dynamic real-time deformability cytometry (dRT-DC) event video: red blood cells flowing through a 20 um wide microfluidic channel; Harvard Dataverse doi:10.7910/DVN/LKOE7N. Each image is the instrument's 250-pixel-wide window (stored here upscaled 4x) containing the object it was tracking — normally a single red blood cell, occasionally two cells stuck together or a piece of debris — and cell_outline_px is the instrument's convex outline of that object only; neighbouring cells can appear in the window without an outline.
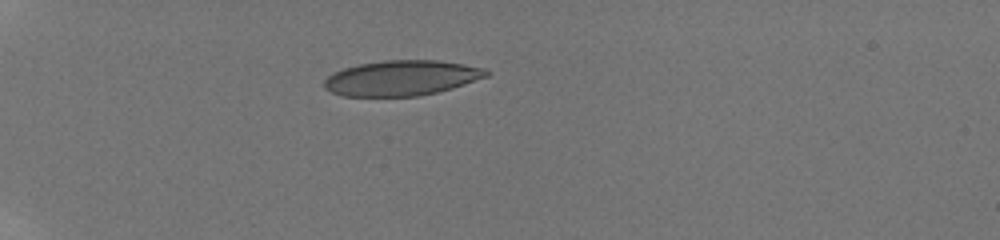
{"species": "human", "species_latin": "Homo sapiens", "temperature_condition": "room temperature", "stored_images_in_passage": 23, "camera_frame_rate_fps": 3000, "um_per_image_px": 0.085, "donor": {"sex": "male"}, "frame": {"image": 1, "passage_image": 1, "time_ms": 0.0, "image_size_px": [1000, 240], "cell_outline_px": [[488, 76], [452, 88], [436, 92], [416, 96], [340, 96], [324, 88], [324, 80], [332, 72], [344, 68], [360, 64], [384, 60], [436, 60], [464, 64], [484, 68], [488, 72]], "centroid_in_image_um": [34.1, 6.63], "position_along_channel_um": 50.9, "area_um2": 33.18}}
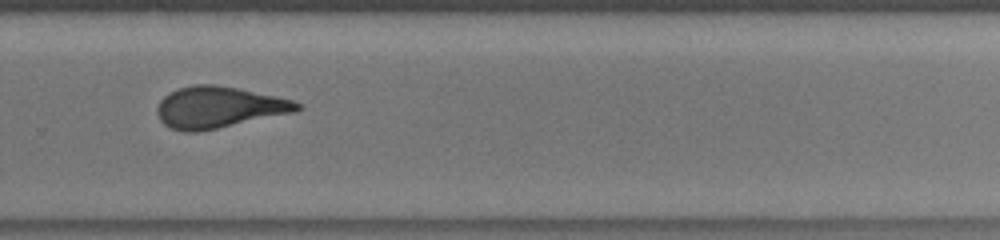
{"frame": {"image": 2, "passage_image": 11, "time_ms": 7.667, "image_size_px": [1000, 240], "cell_outline_px": [[304, 108], [296, 112], [196, 132], [184, 132], [172, 128], [164, 124], [160, 120], [156, 112], [156, 108], [160, 100], [168, 92], [192, 84], [216, 84], [276, 96], [292, 100], [304, 104]], "centroid_in_image_um": [18.6, 9.11], "position_along_channel_um": 311.2, "area_um2": 33.81}}
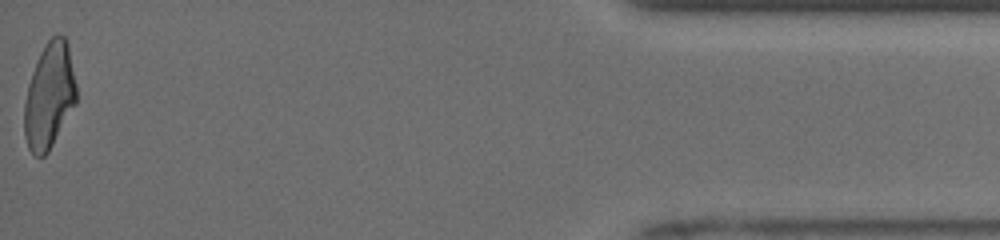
{"frame": {"image": 3, "passage_image": 23, "time_ms": 12.333, "image_size_px": [1000, 240], "cell_outline_px": [[76, 104], [48, 152], [44, 156], [36, 156], [28, 148], [24, 136], [24, 104], [28, 84], [32, 72], [40, 52], [44, 44], [56, 32], [64, 36], [68, 44], [76, 84]], "centroid_in_image_um": [4.19, 8.13], "position_along_channel_um": 431.0, "area_um2": 32.19}, "authors_computed_cell_mechanics": {"area_um2": 33.7552, "velocity_mm_per_s": 3.9765, "shape_relaxation_time_tau1_ms": 6.0915, "shape_relaxation_time_tau2_ms": 0.7697, "deformation_change_tau1": 0.1956, "deformation_change_tau2": 0.0795}}